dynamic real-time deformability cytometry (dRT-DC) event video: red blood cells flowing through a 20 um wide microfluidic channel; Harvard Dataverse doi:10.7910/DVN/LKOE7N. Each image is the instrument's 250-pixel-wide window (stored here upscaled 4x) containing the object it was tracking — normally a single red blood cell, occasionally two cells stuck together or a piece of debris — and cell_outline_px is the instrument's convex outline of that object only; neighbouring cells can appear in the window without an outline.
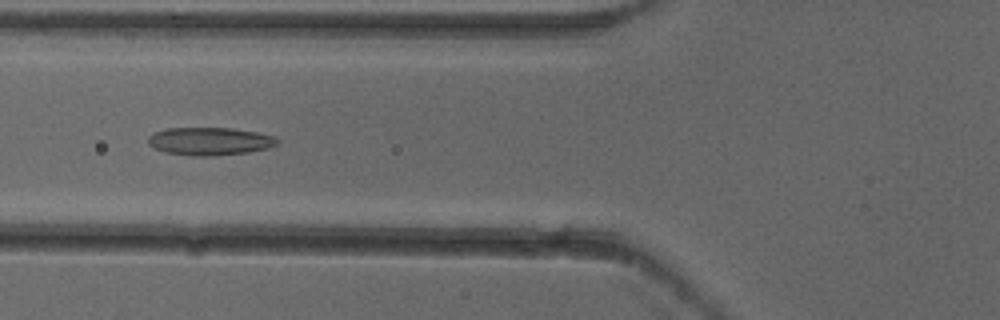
{"species": "common noctule bat (a hibernating species)", "species_latin": "Nyctalus noctula", "temperature_condition": "cold", "stored_images_in_passage": 7, "camera_frame_rate_fps": 3000, "um_per_image_px": 0.085, "animal": {"sex": "female"}, "frame": {"image": 1, "passage_image": 6, "time_ms": 1.667, "image_size_px": [1000, 320], "cell_outline_px": [[280, 144], [268, 148], [248, 152], [208, 156], [192, 156], [168, 152], [156, 148], [148, 144], [148, 136], [156, 132], [168, 128], [232, 128], [256, 132], [276, 136], [280, 140]], "centroid_in_image_um": [17.9, 12.0], "position_along_channel_um": 107.9, "area_um2": 20.92}}
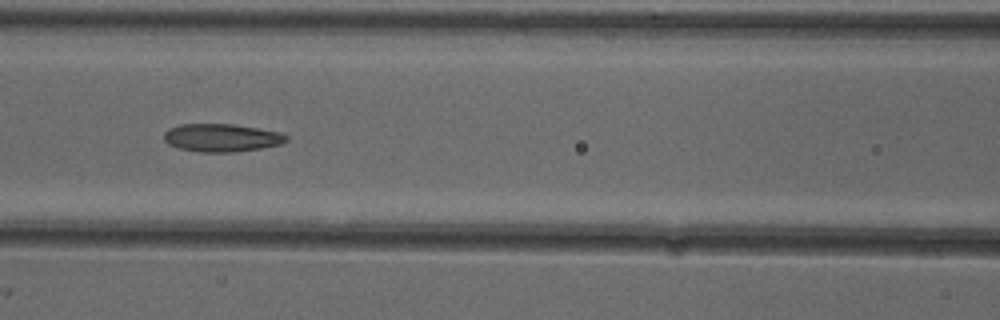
{"frame": {"image": 2, "passage_image": 7, "time_ms": 2.0, "image_size_px": [1000, 320], "cell_outline_px": [[288, 140], [280, 144], [260, 148], [236, 152], [200, 152], [176, 148], [168, 144], [164, 140], [164, 132], [168, 128], [180, 124], [232, 124], [280, 132], [288, 136]], "centroid_in_image_um": [18.8, 11.71], "position_along_channel_um": 147.8, "area_um2": 20.0}}